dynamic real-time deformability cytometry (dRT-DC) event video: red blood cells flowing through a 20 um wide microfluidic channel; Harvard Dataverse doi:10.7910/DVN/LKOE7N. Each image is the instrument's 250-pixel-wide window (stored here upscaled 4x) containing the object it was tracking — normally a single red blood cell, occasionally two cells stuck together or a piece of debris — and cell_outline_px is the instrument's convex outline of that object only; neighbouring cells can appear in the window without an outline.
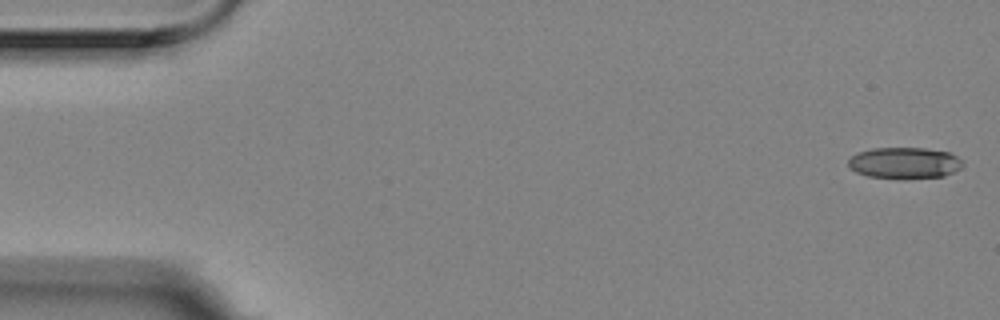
{"species": "Egyptian fruit bat (a non-hibernating species)", "species_latin": "Rousettus aegyptiacus", "temperature_condition": "room temperature", "stored_images_in_passage": 4, "camera_frame_rate_fps": 3000, "um_per_image_px": 0.085, "animal": {"sex": "female"}, "frame": {"image": 1, "passage_image": 1, "time_ms": 0.0, "image_size_px": [1000, 320], "cell_outline_px": [[964, 164], [960, 168], [944, 176], [904, 180], [900, 180], [868, 176], [856, 172], [848, 168], [848, 160], [856, 152], [872, 148], [924, 148], [948, 152], [956, 156]], "centroid_in_image_um": [76.84, 13.87], "position_along_channel_um": 8.2, "area_um2": 21.27}}